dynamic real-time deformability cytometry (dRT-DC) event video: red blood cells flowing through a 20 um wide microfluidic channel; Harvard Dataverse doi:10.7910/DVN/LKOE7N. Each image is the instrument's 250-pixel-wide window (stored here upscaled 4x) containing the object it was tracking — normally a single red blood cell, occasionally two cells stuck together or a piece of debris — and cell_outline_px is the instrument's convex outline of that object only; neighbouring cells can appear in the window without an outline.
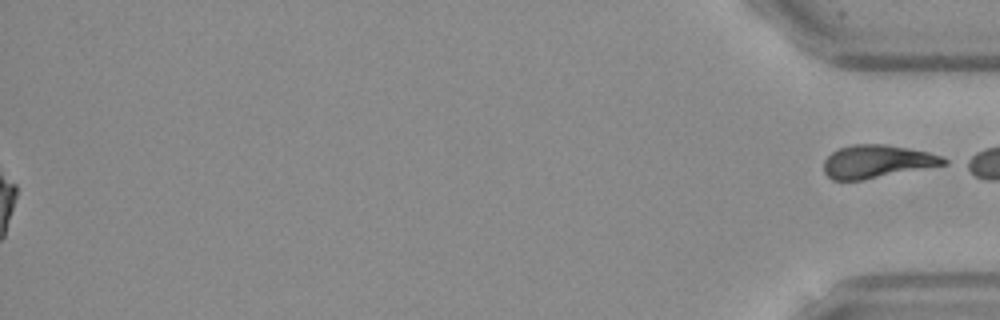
{"species": "Egyptian fruit bat (a non-hibernating species)", "species_latin": "Rousettus aegyptiacus", "temperature_condition": "warm", "stored_images_in_passage": 52, "segment_of_instrument_passage": [2, 2], "camera_frame_rate_fps": 3000, "um_per_image_px": 0.085, "frame": {"image": 1, "passage_image": 52, "time_ms": 17.0, "image_size_px": [1000, 320], "cell_outline_px": [[948, 164], [864, 180], [832, 180], [824, 172], [824, 160], [832, 152], [840, 148], [852, 144], [884, 144], [908, 148], [928, 152], [940, 156], [948, 160]], "centroid_in_image_um": [74.54, 13.73], "position_along_channel_um": 360.7, "area_um2": 23.06}}